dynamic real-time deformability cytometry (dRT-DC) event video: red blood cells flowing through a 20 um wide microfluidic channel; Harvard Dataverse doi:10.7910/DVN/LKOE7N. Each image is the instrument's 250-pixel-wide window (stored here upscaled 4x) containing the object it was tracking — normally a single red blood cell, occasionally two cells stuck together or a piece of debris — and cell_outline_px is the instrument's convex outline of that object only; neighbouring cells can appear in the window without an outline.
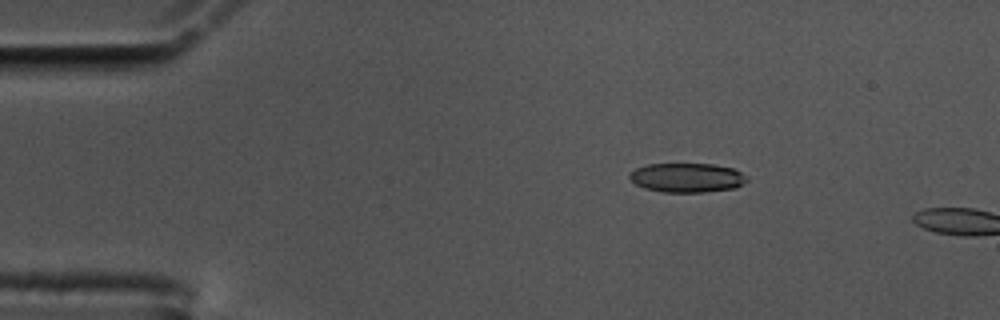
{"species": "common noctule bat (a hibernating species)", "species_latin": "Nyctalus noctula", "temperature_condition": "cold", "stored_images_in_passage": 3, "camera_frame_rate_fps": 3000, "um_per_image_px": 0.085, "animal": {"sex": "male", "body_mass_g": 17.5, "forearm_length_mm": 52.3}, "frame": {"image": 1, "passage_image": 1, "time_ms": 0.0, "image_size_px": [1000, 320], "cell_outline_px": [[748, 180], [744, 184], [736, 188], [704, 192], [664, 192], [644, 188], [636, 184], [628, 176], [628, 172], [636, 168], [648, 164], [712, 164], [732, 168], [748, 176]], "centroid_in_image_um": [58.41, 15.1], "position_along_channel_um": 26.6, "area_um2": 20.11}}